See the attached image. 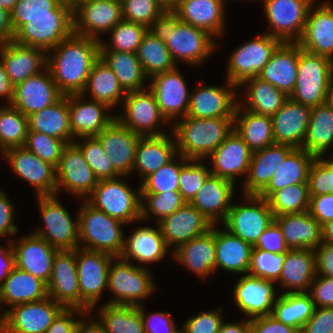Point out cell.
<instances>
[{
    "label": "cell",
    "mask_w": 333,
    "mask_h": 333,
    "mask_svg": "<svg viewBox=\"0 0 333 333\" xmlns=\"http://www.w3.org/2000/svg\"><path fill=\"white\" fill-rule=\"evenodd\" d=\"M88 320H90L89 323H86L84 319H79L76 325L75 333H106L103 325L98 319L91 320L90 318Z\"/></svg>",
    "instance_id": "cell-79"
},
{
    "label": "cell",
    "mask_w": 333,
    "mask_h": 333,
    "mask_svg": "<svg viewBox=\"0 0 333 333\" xmlns=\"http://www.w3.org/2000/svg\"><path fill=\"white\" fill-rule=\"evenodd\" d=\"M74 33L100 41L123 20L121 0H81L73 10Z\"/></svg>",
    "instance_id": "cell-15"
},
{
    "label": "cell",
    "mask_w": 333,
    "mask_h": 333,
    "mask_svg": "<svg viewBox=\"0 0 333 333\" xmlns=\"http://www.w3.org/2000/svg\"><path fill=\"white\" fill-rule=\"evenodd\" d=\"M7 196L5 191L0 190V238L18 232L17 226L14 225L15 207Z\"/></svg>",
    "instance_id": "cell-73"
},
{
    "label": "cell",
    "mask_w": 333,
    "mask_h": 333,
    "mask_svg": "<svg viewBox=\"0 0 333 333\" xmlns=\"http://www.w3.org/2000/svg\"><path fill=\"white\" fill-rule=\"evenodd\" d=\"M313 6L308 11L304 32L297 43L301 49L333 61V5L324 1L316 9Z\"/></svg>",
    "instance_id": "cell-28"
},
{
    "label": "cell",
    "mask_w": 333,
    "mask_h": 333,
    "mask_svg": "<svg viewBox=\"0 0 333 333\" xmlns=\"http://www.w3.org/2000/svg\"><path fill=\"white\" fill-rule=\"evenodd\" d=\"M316 276L314 249H289L279 280L285 293H307Z\"/></svg>",
    "instance_id": "cell-39"
},
{
    "label": "cell",
    "mask_w": 333,
    "mask_h": 333,
    "mask_svg": "<svg viewBox=\"0 0 333 333\" xmlns=\"http://www.w3.org/2000/svg\"><path fill=\"white\" fill-rule=\"evenodd\" d=\"M170 251L180 265L201 278H207L216 272L215 225L208 232Z\"/></svg>",
    "instance_id": "cell-34"
},
{
    "label": "cell",
    "mask_w": 333,
    "mask_h": 333,
    "mask_svg": "<svg viewBox=\"0 0 333 333\" xmlns=\"http://www.w3.org/2000/svg\"><path fill=\"white\" fill-rule=\"evenodd\" d=\"M58 5L56 0H18L10 14L14 34L34 17L53 16Z\"/></svg>",
    "instance_id": "cell-63"
},
{
    "label": "cell",
    "mask_w": 333,
    "mask_h": 333,
    "mask_svg": "<svg viewBox=\"0 0 333 333\" xmlns=\"http://www.w3.org/2000/svg\"><path fill=\"white\" fill-rule=\"evenodd\" d=\"M133 264L122 257L112 259L107 290L112 292L114 297L105 304L138 306L142 304L141 300H146L156 290L150 270Z\"/></svg>",
    "instance_id": "cell-5"
},
{
    "label": "cell",
    "mask_w": 333,
    "mask_h": 333,
    "mask_svg": "<svg viewBox=\"0 0 333 333\" xmlns=\"http://www.w3.org/2000/svg\"><path fill=\"white\" fill-rule=\"evenodd\" d=\"M28 125L29 131L44 133L71 144L69 95L62 96L53 105L29 115Z\"/></svg>",
    "instance_id": "cell-43"
},
{
    "label": "cell",
    "mask_w": 333,
    "mask_h": 333,
    "mask_svg": "<svg viewBox=\"0 0 333 333\" xmlns=\"http://www.w3.org/2000/svg\"><path fill=\"white\" fill-rule=\"evenodd\" d=\"M63 95L59 92L48 68L43 72L28 77L14 86L10 105L25 116H29L53 105Z\"/></svg>",
    "instance_id": "cell-22"
},
{
    "label": "cell",
    "mask_w": 333,
    "mask_h": 333,
    "mask_svg": "<svg viewBox=\"0 0 333 333\" xmlns=\"http://www.w3.org/2000/svg\"><path fill=\"white\" fill-rule=\"evenodd\" d=\"M225 86L195 88L189 98L187 116L195 118L234 117L238 104V87L228 80ZM237 89V90H236ZM237 98V99H236Z\"/></svg>",
    "instance_id": "cell-21"
},
{
    "label": "cell",
    "mask_w": 333,
    "mask_h": 333,
    "mask_svg": "<svg viewBox=\"0 0 333 333\" xmlns=\"http://www.w3.org/2000/svg\"><path fill=\"white\" fill-rule=\"evenodd\" d=\"M39 210L44 228L34 230L48 244L58 250L76 249L79 247L78 217L75 221L69 211L62 206L57 195L37 196Z\"/></svg>",
    "instance_id": "cell-9"
},
{
    "label": "cell",
    "mask_w": 333,
    "mask_h": 333,
    "mask_svg": "<svg viewBox=\"0 0 333 333\" xmlns=\"http://www.w3.org/2000/svg\"><path fill=\"white\" fill-rule=\"evenodd\" d=\"M293 149L286 144L274 143L253 152L248 174L243 181L244 195H259Z\"/></svg>",
    "instance_id": "cell-33"
},
{
    "label": "cell",
    "mask_w": 333,
    "mask_h": 333,
    "mask_svg": "<svg viewBox=\"0 0 333 333\" xmlns=\"http://www.w3.org/2000/svg\"><path fill=\"white\" fill-rule=\"evenodd\" d=\"M253 246L215 225L216 270L247 274Z\"/></svg>",
    "instance_id": "cell-41"
},
{
    "label": "cell",
    "mask_w": 333,
    "mask_h": 333,
    "mask_svg": "<svg viewBox=\"0 0 333 333\" xmlns=\"http://www.w3.org/2000/svg\"><path fill=\"white\" fill-rule=\"evenodd\" d=\"M253 248L272 253H285L289 251L279 225L273 221L259 237Z\"/></svg>",
    "instance_id": "cell-68"
},
{
    "label": "cell",
    "mask_w": 333,
    "mask_h": 333,
    "mask_svg": "<svg viewBox=\"0 0 333 333\" xmlns=\"http://www.w3.org/2000/svg\"><path fill=\"white\" fill-rule=\"evenodd\" d=\"M99 308V322L106 333H145L137 306L104 304Z\"/></svg>",
    "instance_id": "cell-52"
},
{
    "label": "cell",
    "mask_w": 333,
    "mask_h": 333,
    "mask_svg": "<svg viewBox=\"0 0 333 333\" xmlns=\"http://www.w3.org/2000/svg\"><path fill=\"white\" fill-rule=\"evenodd\" d=\"M202 160H188L180 169L179 193L186 203H190L211 174Z\"/></svg>",
    "instance_id": "cell-62"
},
{
    "label": "cell",
    "mask_w": 333,
    "mask_h": 333,
    "mask_svg": "<svg viewBox=\"0 0 333 333\" xmlns=\"http://www.w3.org/2000/svg\"><path fill=\"white\" fill-rule=\"evenodd\" d=\"M282 42L267 34L255 37L235 50L228 60L227 80L240 88L250 78L257 77Z\"/></svg>",
    "instance_id": "cell-12"
},
{
    "label": "cell",
    "mask_w": 333,
    "mask_h": 333,
    "mask_svg": "<svg viewBox=\"0 0 333 333\" xmlns=\"http://www.w3.org/2000/svg\"><path fill=\"white\" fill-rule=\"evenodd\" d=\"M148 31L166 44L175 64L179 59L187 65H200L217 48L216 39L212 35L181 22L177 12L170 7L162 11Z\"/></svg>",
    "instance_id": "cell-2"
},
{
    "label": "cell",
    "mask_w": 333,
    "mask_h": 333,
    "mask_svg": "<svg viewBox=\"0 0 333 333\" xmlns=\"http://www.w3.org/2000/svg\"><path fill=\"white\" fill-rule=\"evenodd\" d=\"M244 84H248L246 96L242 97V102L241 99L238 100V104L257 114L272 117L289 98L284 92L258 76L245 80L241 85Z\"/></svg>",
    "instance_id": "cell-46"
},
{
    "label": "cell",
    "mask_w": 333,
    "mask_h": 333,
    "mask_svg": "<svg viewBox=\"0 0 333 333\" xmlns=\"http://www.w3.org/2000/svg\"><path fill=\"white\" fill-rule=\"evenodd\" d=\"M269 31L285 43H297L304 32L308 11L316 0H263Z\"/></svg>",
    "instance_id": "cell-14"
},
{
    "label": "cell",
    "mask_w": 333,
    "mask_h": 333,
    "mask_svg": "<svg viewBox=\"0 0 333 333\" xmlns=\"http://www.w3.org/2000/svg\"><path fill=\"white\" fill-rule=\"evenodd\" d=\"M315 156L302 148H294L272 176L268 186L259 194L268 199L275 191L296 183H308V173Z\"/></svg>",
    "instance_id": "cell-44"
},
{
    "label": "cell",
    "mask_w": 333,
    "mask_h": 333,
    "mask_svg": "<svg viewBox=\"0 0 333 333\" xmlns=\"http://www.w3.org/2000/svg\"><path fill=\"white\" fill-rule=\"evenodd\" d=\"M178 158L180 162H177ZM187 161L188 159L178 154L177 158L175 157L168 164L160 167L157 171L140 182L141 193L159 194L178 191L180 169Z\"/></svg>",
    "instance_id": "cell-56"
},
{
    "label": "cell",
    "mask_w": 333,
    "mask_h": 333,
    "mask_svg": "<svg viewBox=\"0 0 333 333\" xmlns=\"http://www.w3.org/2000/svg\"><path fill=\"white\" fill-rule=\"evenodd\" d=\"M274 283L244 274L234 286L233 299L236 306L249 319L271 315L277 298Z\"/></svg>",
    "instance_id": "cell-27"
},
{
    "label": "cell",
    "mask_w": 333,
    "mask_h": 333,
    "mask_svg": "<svg viewBox=\"0 0 333 333\" xmlns=\"http://www.w3.org/2000/svg\"><path fill=\"white\" fill-rule=\"evenodd\" d=\"M145 90L126 93L122 101L123 115L116 113V120L140 136L164 135L166 131L158 127L169 122L160 112L153 92L149 88Z\"/></svg>",
    "instance_id": "cell-13"
},
{
    "label": "cell",
    "mask_w": 333,
    "mask_h": 333,
    "mask_svg": "<svg viewBox=\"0 0 333 333\" xmlns=\"http://www.w3.org/2000/svg\"><path fill=\"white\" fill-rule=\"evenodd\" d=\"M122 176L99 180L98 185L85 199L95 209L128 224L141 221V191L132 190Z\"/></svg>",
    "instance_id": "cell-6"
},
{
    "label": "cell",
    "mask_w": 333,
    "mask_h": 333,
    "mask_svg": "<svg viewBox=\"0 0 333 333\" xmlns=\"http://www.w3.org/2000/svg\"><path fill=\"white\" fill-rule=\"evenodd\" d=\"M314 251L316 274L333 278V245L322 243Z\"/></svg>",
    "instance_id": "cell-74"
},
{
    "label": "cell",
    "mask_w": 333,
    "mask_h": 333,
    "mask_svg": "<svg viewBox=\"0 0 333 333\" xmlns=\"http://www.w3.org/2000/svg\"><path fill=\"white\" fill-rule=\"evenodd\" d=\"M143 321L145 333H178L181 329H177L171 313L156 312L147 313L144 306L141 304L137 306Z\"/></svg>",
    "instance_id": "cell-66"
},
{
    "label": "cell",
    "mask_w": 333,
    "mask_h": 333,
    "mask_svg": "<svg viewBox=\"0 0 333 333\" xmlns=\"http://www.w3.org/2000/svg\"><path fill=\"white\" fill-rule=\"evenodd\" d=\"M302 333H333V307H315Z\"/></svg>",
    "instance_id": "cell-69"
},
{
    "label": "cell",
    "mask_w": 333,
    "mask_h": 333,
    "mask_svg": "<svg viewBox=\"0 0 333 333\" xmlns=\"http://www.w3.org/2000/svg\"><path fill=\"white\" fill-rule=\"evenodd\" d=\"M82 204L80 211L77 212L79 248L121 257L125 247L122 230L125 223L95 209L85 200ZM81 242L84 243L83 246Z\"/></svg>",
    "instance_id": "cell-4"
},
{
    "label": "cell",
    "mask_w": 333,
    "mask_h": 333,
    "mask_svg": "<svg viewBox=\"0 0 333 333\" xmlns=\"http://www.w3.org/2000/svg\"><path fill=\"white\" fill-rule=\"evenodd\" d=\"M307 293L315 307H333V278L316 274Z\"/></svg>",
    "instance_id": "cell-67"
},
{
    "label": "cell",
    "mask_w": 333,
    "mask_h": 333,
    "mask_svg": "<svg viewBox=\"0 0 333 333\" xmlns=\"http://www.w3.org/2000/svg\"><path fill=\"white\" fill-rule=\"evenodd\" d=\"M74 32L73 10L59 4L53 16L30 19L14 35V41L25 46L44 50L47 54Z\"/></svg>",
    "instance_id": "cell-8"
},
{
    "label": "cell",
    "mask_w": 333,
    "mask_h": 333,
    "mask_svg": "<svg viewBox=\"0 0 333 333\" xmlns=\"http://www.w3.org/2000/svg\"><path fill=\"white\" fill-rule=\"evenodd\" d=\"M172 130L177 153L188 160H205L234 129V117H182Z\"/></svg>",
    "instance_id": "cell-3"
},
{
    "label": "cell",
    "mask_w": 333,
    "mask_h": 333,
    "mask_svg": "<svg viewBox=\"0 0 333 333\" xmlns=\"http://www.w3.org/2000/svg\"><path fill=\"white\" fill-rule=\"evenodd\" d=\"M100 58L116 75L125 93L145 89V80L149 79L144 74L136 53L100 50Z\"/></svg>",
    "instance_id": "cell-48"
},
{
    "label": "cell",
    "mask_w": 333,
    "mask_h": 333,
    "mask_svg": "<svg viewBox=\"0 0 333 333\" xmlns=\"http://www.w3.org/2000/svg\"><path fill=\"white\" fill-rule=\"evenodd\" d=\"M148 88L155 95L160 112L170 123L188 113L190 92L177 66L150 78Z\"/></svg>",
    "instance_id": "cell-18"
},
{
    "label": "cell",
    "mask_w": 333,
    "mask_h": 333,
    "mask_svg": "<svg viewBox=\"0 0 333 333\" xmlns=\"http://www.w3.org/2000/svg\"><path fill=\"white\" fill-rule=\"evenodd\" d=\"M162 233L168 248L175 250L181 244L187 243L208 232L213 224L190 203H185L169 216L156 223Z\"/></svg>",
    "instance_id": "cell-25"
},
{
    "label": "cell",
    "mask_w": 333,
    "mask_h": 333,
    "mask_svg": "<svg viewBox=\"0 0 333 333\" xmlns=\"http://www.w3.org/2000/svg\"><path fill=\"white\" fill-rule=\"evenodd\" d=\"M14 86L10 83L9 77L5 71L4 65L0 60V98L7 100V105H10L13 98Z\"/></svg>",
    "instance_id": "cell-77"
},
{
    "label": "cell",
    "mask_w": 333,
    "mask_h": 333,
    "mask_svg": "<svg viewBox=\"0 0 333 333\" xmlns=\"http://www.w3.org/2000/svg\"><path fill=\"white\" fill-rule=\"evenodd\" d=\"M237 104L234 115V129L252 152L275 143L273 124L270 116L248 111ZM242 111V112H241Z\"/></svg>",
    "instance_id": "cell-45"
},
{
    "label": "cell",
    "mask_w": 333,
    "mask_h": 333,
    "mask_svg": "<svg viewBox=\"0 0 333 333\" xmlns=\"http://www.w3.org/2000/svg\"><path fill=\"white\" fill-rule=\"evenodd\" d=\"M168 250L159 226L157 225V228L144 226L136 228L127 240L125 239L121 257L130 262L134 259L143 265L151 264L161 261Z\"/></svg>",
    "instance_id": "cell-42"
},
{
    "label": "cell",
    "mask_w": 333,
    "mask_h": 333,
    "mask_svg": "<svg viewBox=\"0 0 333 333\" xmlns=\"http://www.w3.org/2000/svg\"><path fill=\"white\" fill-rule=\"evenodd\" d=\"M176 141L166 134L141 136L136 150L133 172L140 173L141 182L177 157Z\"/></svg>",
    "instance_id": "cell-38"
},
{
    "label": "cell",
    "mask_w": 333,
    "mask_h": 333,
    "mask_svg": "<svg viewBox=\"0 0 333 333\" xmlns=\"http://www.w3.org/2000/svg\"><path fill=\"white\" fill-rule=\"evenodd\" d=\"M218 333H251V319H246L241 323L223 321Z\"/></svg>",
    "instance_id": "cell-78"
},
{
    "label": "cell",
    "mask_w": 333,
    "mask_h": 333,
    "mask_svg": "<svg viewBox=\"0 0 333 333\" xmlns=\"http://www.w3.org/2000/svg\"><path fill=\"white\" fill-rule=\"evenodd\" d=\"M121 4L123 20L146 28L168 7L165 0H121Z\"/></svg>",
    "instance_id": "cell-61"
},
{
    "label": "cell",
    "mask_w": 333,
    "mask_h": 333,
    "mask_svg": "<svg viewBox=\"0 0 333 333\" xmlns=\"http://www.w3.org/2000/svg\"><path fill=\"white\" fill-rule=\"evenodd\" d=\"M83 140L73 143L82 151L85 161L99 179H114L121 175L114 169L108 155L105 154L101 143L95 137H80Z\"/></svg>",
    "instance_id": "cell-58"
},
{
    "label": "cell",
    "mask_w": 333,
    "mask_h": 333,
    "mask_svg": "<svg viewBox=\"0 0 333 333\" xmlns=\"http://www.w3.org/2000/svg\"><path fill=\"white\" fill-rule=\"evenodd\" d=\"M251 333H302V331L277 321L272 315H267L251 319Z\"/></svg>",
    "instance_id": "cell-72"
},
{
    "label": "cell",
    "mask_w": 333,
    "mask_h": 333,
    "mask_svg": "<svg viewBox=\"0 0 333 333\" xmlns=\"http://www.w3.org/2000/svg\"><path fill=\"white\" fill-rule=\"evenodd\" d=\"M289 249H315L323 243L322 225L308 212L274 218Z\"/></svg>",
    "instance_id": "cell-36"
},
{
    "label": "cell",
    "mask_w": 333,
    "mask_h": 333,
    "mask_svg": "<svg viewBox=\"0 0 333 333\" xmlns=\"http://www.w3.org/2000/svg\"><path fill=\"white\" fill-rule=\"evenodd\" d=\"M47 54V68L63 96L81 94L94 63L100 58V41L74 32ZM55 51V53H54Z\"/></svg>",
    "instance_id": "cell-1"
},
{
    "label": "cell",
    "mask_w": 333,
    "mask_h": 333,
    "mask_svg": "<svg viewBox=\"0 0 333 333\" xmlns=\"http://www.w3.org/2000/svg\"><path fill=\"white\" fill-rule=\"evenodd\" d=\"M110 109L105 103L88 101L82 94L69 95L72 143L77 140V137L96 136L108 127L116 119L115 114H108L107 111Z\"/></svg>",
    "instance_id": "cell-23"
},
{
    "label": "cell",
    "mask_w": 333,
    "mask_h": 333,
    "mask_svg": "<svg viewBox=\"0 0 333 333\" xmlns=\"http://www.w3.org/2000/svg\"><path fill=\"white\" fill-rule=\"evenodd\" d=\"M10 241L15 254V266L40 278L47 284L52 274L53 260L58 249L33 232L31 235L21 236L18 241H13V239Z\"/></svg>",
    "instance_id": "cell-26"
},
{
    "label": "cell",
    "mask_w": 333,
    "mask_h": 333,
    "mask_svg": "<svg viewBox=\"0 0 333 333\" xmlns=\"http://www.w3.org/2000/svg\"><path fill=\"white\" fill-rule=\"evenodd\" d=\"M323 243L333 245V221L322 224Z\"/></svg>",
    "instance_id": "cell-80"
},
{
    "label": "cell",
    "mask_w": 333,
    "mask_h": 333,
    "mask_svg": "<svg viewBox=\"0 0 333 333\" xmlns=\"http://www.w3.org/2000/svg\"><path fill=\"white\" fill-rule=\"evenodd\" d=\"M267 201L274 217L308 211L310 201L308 183H296L277 190Z\"/></svg>",
    "instance_id": "cell-54"
},
{
    "label": "cell",
    "mask_w": 333,
    "mask_h": 333,
    "mask_svg": "<svg viewBox=\"0 0 333 333\" xmlns=\"http://www.w3.org/2000/svg\"><path fill=\"white\" fill-rule=\"evenodd\" d=\"M114 256L98 251L76 248L80 309L90 313L103 290L108 287V272Z\"/></svg>",
    "instance_id": "cell-10"
},
{
    "label": "cell",
    "mask_w": 333,
    "mask_h": 333,
    "mask_svg": "<svg viewBox=\"0 0 333 333\" xmlns=\"http://www.w3.org/2000/svg\"><path fill=\"white\" fill-rule=\"evenodd\" d=\"M316 157L308 173L309 196L333 193V160Z\"/></svg>",
    "instance_id": "cell-64"
},
{
    "label": "cell",
    "mask_w": 333,
    "mask_h": 333,
    "mask_svg": "<svg viewBox=\"0 0 333 333\" xmlns=\"http://www.w3.org/2000/svg\"><path fill=\"white\" fill-rule=\"evenodd\" d=\"M308 212L321 225L333 221V193L310 196Z\"/></svg>",
    "instance_id": "cell-71"
},
{
    "label": "cell",
    "mask_w": 333,
    "mask_h": 333,
    "mask_svg": "<svg viewBox=\"0 0 333 333\" xmlns=\"http://www.w3.org/2000/svg\"><path fill=\"white\" fill-rule=\"evenodd\" d=\"M333 144V109L326 103L312 107L302 149L315 157L325 156Z\"/></svg>",
    "instance_id": "cell-49"
},
{
    "label": "cell",
    "mask_w": 333,
    "mask_h": 333,
    "mask_svg": "<svg viewBox=\"0 0 333 333\" xmlns=\"http://www.w3.org/2000/svg\"><path fill=\"white\" fill-rule=\"evenodd\" d=\"M285 260L286 252L272 253L253 248L247 274L276 283L280 278Z\"/></svg>",
    "instance_id": "cell-60"
},
{
    "label": "cell",
    "mask_w": 333,
    "mask_h": 333,
    "mask_svg": "<svg viewBox=\"0 0 333 333\" xmlns=\"http://www.w3.org/2000/svg\"><path fill=\"white\" fill-rule=\"evenodd\" d=\"M136 55L148 79L176 67L166 44L149 31L143 36Z\"/></svg>",
    "instance_id": "cell-51"
},
{
    "label": "cell",
    "mask_w": 333,
    "mask_h": 333,
    "mask_svg": "<svg viewBox=\"0 0 333 333\" xmlns=\"http://www.w3.org/2000/svg\"><path fill=\"white\" fill-rule=\"evenodd\" d=\"M99 179L85 161L82 151L68 144L56 168V195L64 189L86 199L98 185Z\"/></svg>",
    "instance_id": "cell-16"
},
{
    "label": "cell",
    "mask_w": 333,
    "mask_h": 333,
    "mask_svg": "<svg viewBox=\"0 0 333 333\" xmlns=\"http://www.w3.org/2000/svg\"><path fill=\"white\" fill-rule=\"evenodd\" d=\"M4 105V106H3ZM0 106V149L24 146L29 131L28 117L12 105Z\"/></svg>",
    "instance_id": "cell-53"
},
{
    "label": "cell",
    "mask_w": 333,
    "mask_h": 333,
    "mask_svg": "<svg viewBox=\"0 0 333 333\" xmlns=\"http://www.w3.org/2000/svg\"><path fill=\"white\" fill-rule=\"evenodd\" d=\"M14 35L10 13L0 7V44L12 41Z\"/></svg>",
    "instance_id": "cell-76"
},
{
    "label": "cell",
    "mask_w": 333,
    "mask_h": 333,
    "mask_svg": "<svg viewBox=\"0 0 333 333\" xmlns=\"http://www.w3.org/2000/svg\"><path fill=\"white\" fill-rule=\"evenodd\" d=\"M243 197L246 199V205H234L232 202L222 226L254 246L275 217L266 199L259 195H243Z\"/></svg>",
    "instance_id": "cell-11"
},
{
    "label": "cell",
    "mask_w": 333,
    "mask_h": 333,
    "mask_svg": "<svg viewBox=\"0 0 333 333\" xmlns=\"http://www.w3.org/2000/svg\"><path fill=\"white\" fill-rule=\"evenodd\" d=\"M68 144L55 137L37 131H28L24 147L41 160L58 167L63 149Z\"/></svg>",
    "instance_id": "cell-59"
},
{
    "label": "cell",
    "mask_w": 333,
    "mask_h": 333,
    "mask_svg": "<svg viewBox=\"0 0 333 333\" xmlns=\"http://www.w3.org/2000/svg\"><path fill=\"white\" fill-rule=\"evenodd\" d=\"M8 243L6 248L5 246H0V285L15 267V254L12 242L8 240Z\"/></svg>",
    "instance_id": "cell-75"
},
{
    "label": "cell",
    "mask_w": 333,
    "mask_h": 333,
    "mask_svg": "<svg viewBox=\"0 0 333 333\" xmlns=\"http://www.w3.org/2000/svg\"><path fill=\"white\" fill-rule=\"evenodd\" d=\"M314 303L308 293H283L275 300L271 315L285 325L301 330L313 315Z\"/></svg>",
    "instance_id": "cell-50"
},
{
    "label": "cell",
    "mask_w": 333,
    "mask_h": 333,
    "mask_svg": "<svg viewBox=\"0 0 333 333\" xmlns=\"http://www.w3.org/2000/svg\"><path fill=\"white\" fill-rule=\"evenodd\" d=\"M174 10L181 22L207 31L216 38L224 32L225 2L222 0H186Z\"/></svg>",
    "instance_id": "cell-37"
},
{
    "label": "cell",
    "mask_w": 333,
    "mask_h": 333,
    "mask_svg": "<svg viewBox=\"0 0 333 333\" xmlns=\"http://www.w3.org/2000/svg\"><path fill=\"white\" fill-rule=\"evenodd\" d=\"M298 62L299 44L282 42L258 77L290 97L296 83Z\"/></svg>",
    "instance_id": "cell-35"
},
{
    "label": "cell",
    "mask_w": 333,
    "mask_h": 333,
    "mask_svg": "<svg viewBox=\"0 0 333 333\" xmlns=\"http://www.w3.org/2000/svg\"><path fill=\"white\" fill-rule=\"evenodd\" d=\"M48 297L47 284L16 266L0 285V301L8 307L37 302Z\"/></svg>",
    "instance_id": "cell-40"
},
{
    "label": "cell",
    "mask_w": 333,
    "mask_h": 333,
    "mask_svg": "<svg viewBox=\"0 0 333 333\" xmlns=\"http://www.w3.org/2000/svg\"><path fill=\"white\" fill-rule=\"evenodd\" d=\"M252 151L235 129L208 157L211 160L210 173L214 176L236 182V176H247Z\"/></svg>",
    "instance_id": "cell-29"
},
{
    "label": "cell",
    "mask_w": 333,
    "mask_h": 333,
    "mask_svg": "<svg viewBox=\"0 0 333 333\" xmlns=\"http://www.w3.org/2000/svg\"><path fill=\"white\" fill-rule=\"evenodd\" d=\"M14 172L31 184L37 196L56 195V168L41 160L24 146L10 148L3 153Z\"/></svg>",
    "instance_id": "cell-19"
},
{
    "label": "cell",
    "mask_w": 333,
    "mask_h": 333,
    "mask_svg": "<svg viewBox=\"0 0 333 333\" xmlns=\"http://www.w3.org/2000/svg\"><path fill=\"white\" fill-rule=\"evenodd\" d=\"M147 201L146 203H144ZM186 202L179 191L164 193H141V220H145L151 215L155 216V221L160 222L169 216ZM151 213V214H150Z\"/></svg>",
    "instance_id": "cell-57"
},
{
    "label": "cell",
    "mask_w": 333,
    "mask_h": 333,
    "mask_svg": "<svg viewBox=\"0 0 333 333\" xmlns=\"http://www.w3.org/2000/svg\"><path fill=\"white\" fill-rule=\"evenodd\" d=\"M84 317L89 313L79 308H64L53 320L45 333H75L79 319L73 318L76 315Z\"/></svg>",
    "instance_id": "cell-70"
},
{
    "label": "cell",
    "mask_w": 333,
    "mask_h": 333,
    "mask_svg": "<svg viewBox=\"0 0 333 333\" xmlns=\"http://www.w3.org/2000/svg\"><path fill=\"white\" fill-rule=\"evenodd\" d=\"M221 309L204 311L194 317L188 318L181 330L184 333H218L224 321Z\"/></svg>",
    "instance_id": "cell-65"
},
{
    "label": "cell",
    "mask_w": 333,
    "mask_h": 333,
    "mask_svg": "<svg viewBox=\"0 0 333 333\" xmlns=\"http://www.w3.org/2000/svg\"><path fill=\"white\" fill-rule=\"evenodd\" d=\"M332 70L330 58L307 52L299 46L296 83L290 98L311 108L325 103Z\"/></svg>",
    "instance_id": "cell-7"
},
{
    "label": "cell",
    "mask_w": 333,
    "mask_h": 333,
    "mask_svg": "<svg viewBox=\"0 0 333 333\" xmlns=\"http://www.w3.org/2000/svg\"><path fill=\"white\" fill-rule=\"evenodd\" d=\"M64 307L46 297L5 309V326L2 333H45Z\"/></svg>",
    "instance_id": "cell-17"
},
{
    "label": "cell",
    "mask_w": 333,
    "mask_h": 333,
    "mask_svg": "<svg viewBox=\"0 0 333 333\" xmlns=\"http://www.w3.org/2000/svg\"><path fill=\"white\" fill-rule=\"evenodd\" d=\"M312 108L290 97L271 117L275 143L302 148L307 134Z\"/></svg>",
    "instance_id": "cell-31"
},
{
    "label": "cell",
    "mask_w": 333,
    "mask_h": 333,
    "mask_svg": "<svg viewBox=\"0 0 333 333\" xmlns=\"http://www.w3.org/2000/svg\"><path fill=\"white\" fill-rule=\"evenodd\" d=\"M108 155L114 169L124 178L133 172L140 135L116 119L95 136Z\"/></svg>",
    "instance_id": "cell-24"
},
{
    "label": "cell",
    "mask_w": 333,
    "mask_h": 333,
    "mask_svg": "<svg viewBox=\"0 0 333 333\" xmlns=\"http://www.w3.org/2000/svg\"><path fill=\"white\" fill-rule=\"evenodd\" d=\"M47 295L64 308L80 309L76 249L57 250Z\"/></svg>",
    "instance_id": "cell-20"
},
{
    "label": "cell",
    "mask_w": 333,
    "mask_h": 333,
    "mask_svg": "<svg viewBox=\"0 0 333 333\" xmlns=\"http://www.w3.org/2000/svg\"><path fill=\"white\" fill-rule=\"evenodd\" d=\"M0 60L13 86L47 68L44 50L21 45L14 40L0 44Z\"/></svg>",
    "instance_id": "cell-30"
},
{
    "label": "cell",
    "mask_w": 333,
    "mask_h": 333,
    "mask_svg": "<svg viewBox=\"0 0 333 333\" xmlns=\"http://www.w3.org/2000/svg\"><path fill=\"white\" fill-rule=\"evenodd\" d=\"M81 94L83 96L90 94L88 99L105 103L111 109L122 103L126 95L116 75L101 58L94 63Z\"/></svg>",
    "instance_id": "cell-47"
},
{
    "label": "cell",
    "mask_w": 333,
    "mask_h": 333,
    "mask_svg": "<svg viewBox=\"0 0 333 333\" xmlns=\"http://www.w3.org/2000/svg\"><path fill=\"white\" fill-rule=\"evenodd\" d=\"M147 31L148 28L141 24L122 20L108 33L111 41L108 45L100 40V50L136 53Z\"/></svg>",
    "instance_id": "cell-55"
},
{
    "label": "cell",
    "mask_w": 333,
    "mask_h": 333,
    "mask_svg": "<svg viewBox=\"0 0 333 333\" xmlns=\"http://www.w3.org/2000/svg\"><path fill=\"white\" fill-rule=\"evenodd\" d=\"M235 184L210 174L190 204L213 225L222 224L231 208Z\"/></svg>",
    "instance_id": "cell-32"
}]
</instances>
